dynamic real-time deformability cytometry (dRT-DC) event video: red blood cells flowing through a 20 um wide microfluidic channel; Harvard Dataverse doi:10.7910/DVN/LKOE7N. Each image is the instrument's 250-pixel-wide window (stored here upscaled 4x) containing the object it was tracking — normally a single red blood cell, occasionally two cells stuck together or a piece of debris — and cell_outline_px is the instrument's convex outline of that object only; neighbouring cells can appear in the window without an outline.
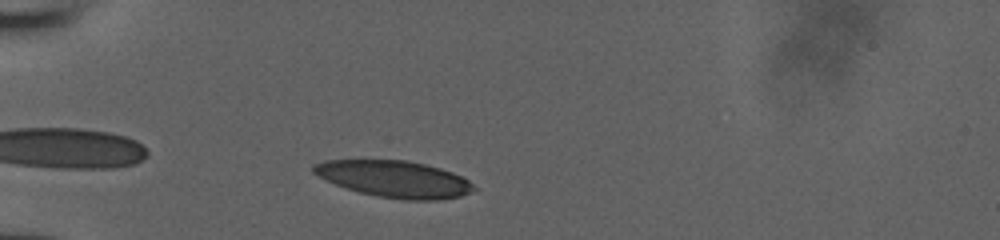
{"species": "human", "species_latin": "Homo sapiens", "temperature_condition": "room temperature", "stored_images_in_passage": 32, "camera_frame_rate_fps": 3000, "um_per_image_px": 0.085, "donor": {"sex": "male"}, "frame": {"image": 1, "passage_image": 3, "time_ms": 0.667, "image_size_px": [1000, 240], "cell_outline_px": [[476, 188], [472, 192], [460, 196], [440, 200], [404, 200], [376, 196], [360, 192], [336, 184], [312, 172], [312, 164], [324, 160], [404, 160], [424, 164], [440, 168], [452, 172], [468, 180]], "centroid_in_image_um": [33.53, 15.22], "position_along_channel_um": 51.5, "area_um2": 34.04}}
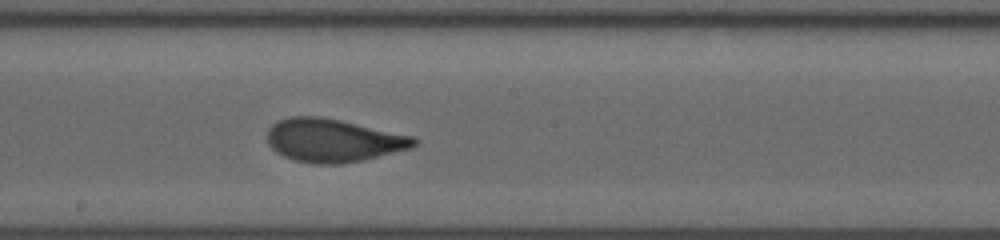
{"frame": {"image": 2, "passage_image": 17, "time_ms": 5.333, "image_size_px": [1000, 240], "cell_outline_px": [[420, 140], [412, 148], [364, 160], [340, 164], [316, 164], [292, 160], [276, 152], [268, 144], [268, 128], [272, 124], [280, 120], [292, 116], [320, 116], [340, 120], [416, 136]], "centroid_in_image_um": [28.36, 11.94], "position_along_channel_um": 219.8, "area_um2": 37.22}}
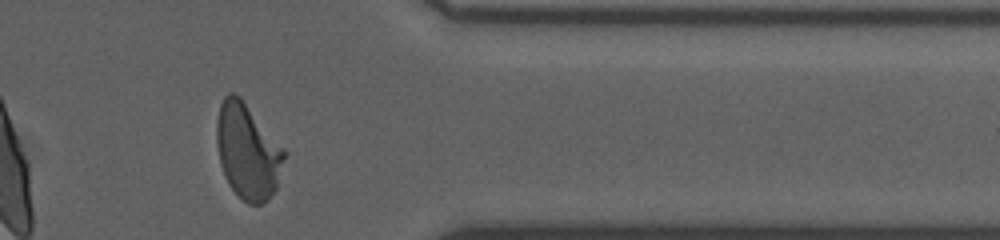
{"frame": {"image": 3, "passage_image": 30, "time_ms": 9.667, "image_size_px": [1000, 240], "cell_outline_px": [[288, 152], [276, 188], [268, 200], [260, 204], [248, 204], [228, 184], [224, 176], [220, 164], [216, 144], [216, 120], [220, 104], [224, 96], [228, 92], [232, 92], [240, 96]], "centroid_in_image_um": [21.05, 12.84], "position_along_channel_um": 390.3, "area_um2": 37.97}}